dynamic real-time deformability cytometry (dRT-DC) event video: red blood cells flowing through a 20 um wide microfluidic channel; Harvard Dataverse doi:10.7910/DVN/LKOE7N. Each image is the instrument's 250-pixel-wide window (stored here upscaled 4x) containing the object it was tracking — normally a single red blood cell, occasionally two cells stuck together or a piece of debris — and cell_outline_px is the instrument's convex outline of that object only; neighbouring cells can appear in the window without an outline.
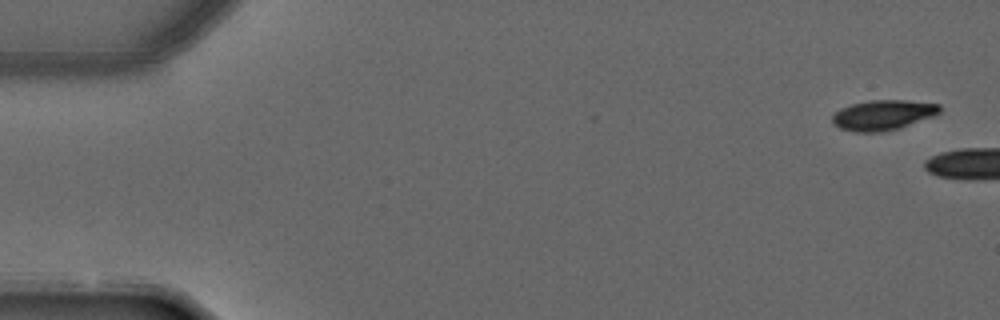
{"species": "common noctule bat (a hibernating species)", "species_latin": "Nyctalus noctula", "temperature_condition": "warm", "stored_images_in_passage": 4, "camera_frame_rate_fps": 3000, "um_per_image_px": 0.085, "animal": {"sex": "male", "forearm_length_mm": 52.5}, "frame": {"image": 1, "passage_image": 1, "time_ms": 0.0, "image_size_px": [1000, 320], "cell_outline_px": [[940, 112], [936, 116], [900, 128], [880, 132], [856, 132], [840, 128], [832, 120], [832, 116], [840, 108], [852, 104], [872, 100], [904, 100], [940, 104]], "centroid_in_image_um": [75.1, 9.78], "position_along_channel_um": 9.9, "area_um2": 18.84}}